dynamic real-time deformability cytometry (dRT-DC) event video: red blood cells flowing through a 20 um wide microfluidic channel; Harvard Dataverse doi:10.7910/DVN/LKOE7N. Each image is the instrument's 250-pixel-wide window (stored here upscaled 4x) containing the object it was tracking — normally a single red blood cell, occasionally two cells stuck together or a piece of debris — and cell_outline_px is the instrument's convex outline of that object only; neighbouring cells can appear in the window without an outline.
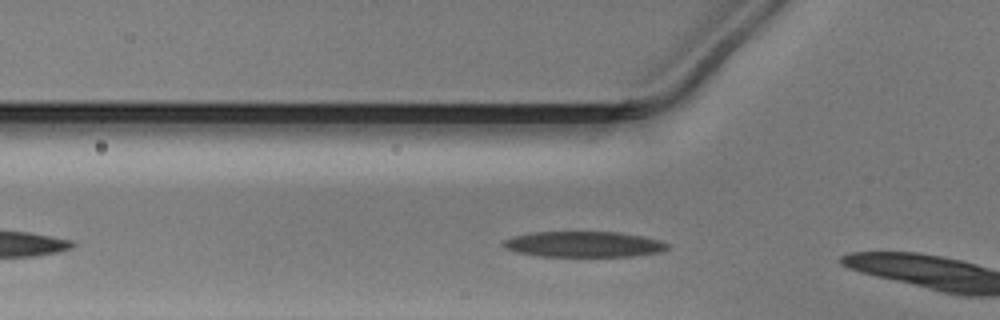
{"species": "Egyptian fruit bat (a non-hibernating species)", "species_latin": "Rousettus aegyptiacus", "temperature_condition": "warm", "stored_images_in_passage": 4, "camera_frame_rate_fps": 3000, "um_per_image_px": 0.085, "animal": {"sex": "male"}, "frame": {"image": 1, "passage_image": 2, "time_ms": 0.333, "image_size_px": [1000, 320], "cell_outline_px": [[668, 248], [660, 252], [636, 256], [540, 256], [516, 252], [504, 248], [500, 244], [500, 240], [512, 236], [532, 232], [620, 232], [644, 236], [660, 240], [668, 244]], "centroid_in_image_um": [49.57, 20.76], "position_along_channel_um": 76.2, "area_um2": 24.85}}